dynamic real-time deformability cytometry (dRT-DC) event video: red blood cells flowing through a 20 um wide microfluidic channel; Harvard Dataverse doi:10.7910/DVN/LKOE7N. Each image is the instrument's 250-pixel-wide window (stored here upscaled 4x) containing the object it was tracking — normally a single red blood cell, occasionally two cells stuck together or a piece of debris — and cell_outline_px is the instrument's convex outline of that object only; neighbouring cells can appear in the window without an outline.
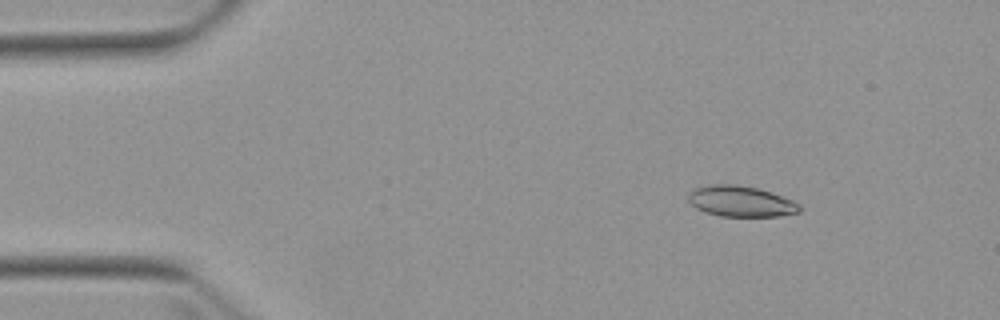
{"species": "Egyptian fruit bat (a non-hibernating species)", "species_latin": "Rousettus aegyptiacus", "temperature_condition": "warm", "stored_images_in_passage": 4, "camera_frame_rate_fps": 3000, "um_per_image_px": 0.085, "animal": {"sex": "female"}, "frame": {"image": 1, "passage_image": 1, "time_ms": 0.0, "image_size_px": [1000, 320], "cell_outline_px": [[804, 208], [800, 212], [780, 216], [720, 216], [704, 212], [696, 208], [688, 200], [688, 192], [696, 188], [712, 184], [736, 184], [756, 188], [772, 192], [792, 200], [800, 204]], "centroid_in_image_um": [63.0, 17.12], "position_along_channel_um": 22.0, "area_um2": 20.11}}
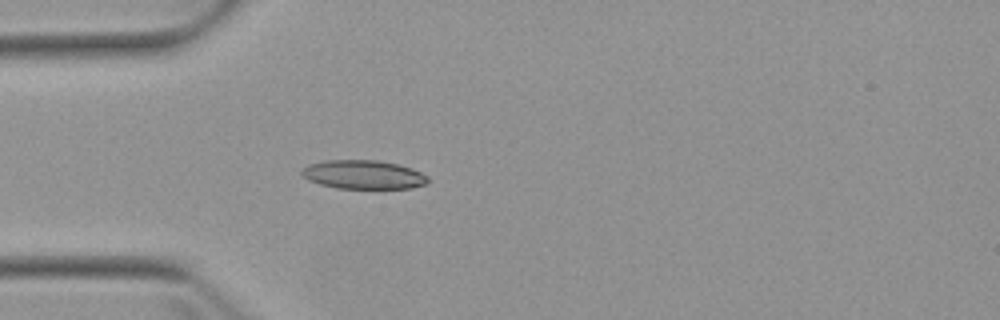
{"frame": {"image": 2, "passage_image": 3, "time_ms": 2.667, "image_size_px": [1000, 320], "cell_outline_px": [[428, 184], [412, 188], [336, 188], [320, 184], [308, 180], [300, 172], [308, 164], [324, 160], [380, 160], [412, 168], [428, 176]], "centroid_in_image_um": [30.9, 14.84], "position_along_channel_um": 54.1, "area_um2": 21.21}}